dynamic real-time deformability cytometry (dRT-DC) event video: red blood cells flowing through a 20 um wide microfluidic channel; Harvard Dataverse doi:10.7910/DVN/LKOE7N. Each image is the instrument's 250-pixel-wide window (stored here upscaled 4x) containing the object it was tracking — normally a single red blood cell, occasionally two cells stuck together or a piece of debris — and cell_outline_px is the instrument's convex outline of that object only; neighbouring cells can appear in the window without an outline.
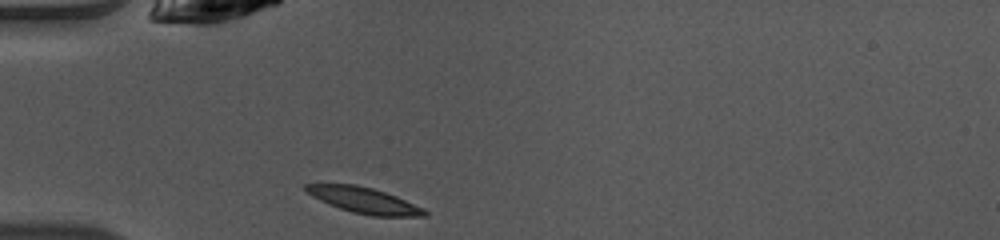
{"species": "common noctule bat (a hibernating species)", "species_latin": "Nyctalus noctula", "temperature_condition": "warm", "stored_images_in_passage": 36, "camera_frame_rate_fps": 3000, "um_per_image_px": 0.085, "animal": {"sex": "female", "body_mass_g": 10.0, "forearm_length_mm": 53.1}, "frame": {"image": 1, "passage_image": 1, "time_ms": 0.0, "image_size_px": [1000, 240], "cell_outline_px": [[428, 216], [372, 216], [352, 212], [328, 204], [312, 196], [304, 188], [304, 184], [356, 184], [372, 188], [396, 196], [424, 208], [428, 212]], "centroid_in_image_um": [30.96, 17.03], "position_along_channel_um": 54.0, "area_um2": 17.74}}
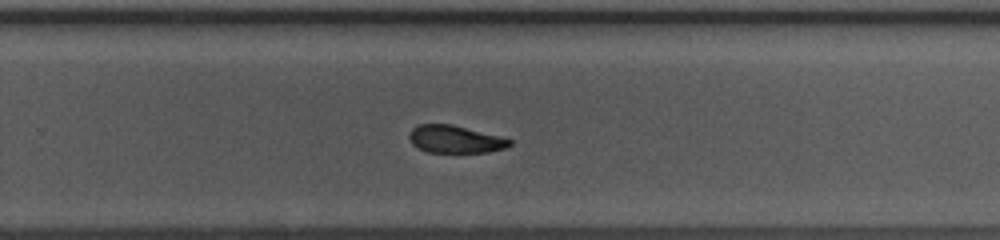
{"frame": {"image": 2, "passage_image": 19, "time_ms": 6.0, "image_size_px": [1000, 240], "cell_outline_px": [[512, 144], [508, 148], [488, 152], [428, 152], [412, 144], [408, 136], [412, 128], [420, 124], [452, 124], [500, 136], [512, 140]], "centroid_in_image_um": [38.72, 11.83], "position_along_channel_um": 291.1, "area_um2": 16.13}}
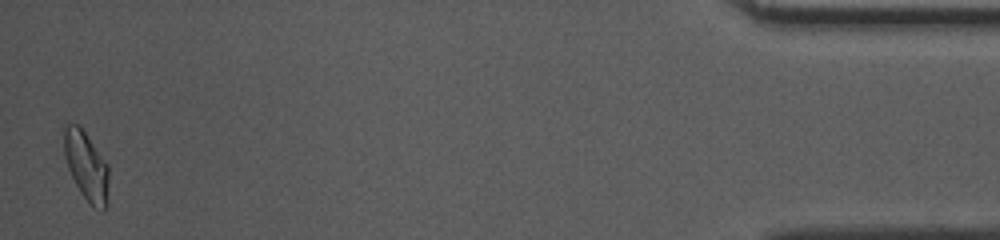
{"frame": {"image": 3, "passage_image": 35, "time_ms": 11.333, "image_size_px": [1000, 240], "cell_outline_px": [[108, 204], [100, 212], [80, 192], [68, 168], [64, 156], [64, 124], [80, 124], [108, 164]], "centroid_in_image_um": [7.35, 14.08], "position_along_channel_um": 427.9, "area_um2": 18.03}, "authors_computed_cell_mechanics": {"area_um2": 17.7157, "velocity_mm_per_s": 4.0851, "shape_relaxation_time_tau1_ms": 3.1136, "shape_relaxation_time_tau2_ms": 3.2211, "deformation_change_tau1": 0.1081, "deformation_change_tau2": 0.0926}}